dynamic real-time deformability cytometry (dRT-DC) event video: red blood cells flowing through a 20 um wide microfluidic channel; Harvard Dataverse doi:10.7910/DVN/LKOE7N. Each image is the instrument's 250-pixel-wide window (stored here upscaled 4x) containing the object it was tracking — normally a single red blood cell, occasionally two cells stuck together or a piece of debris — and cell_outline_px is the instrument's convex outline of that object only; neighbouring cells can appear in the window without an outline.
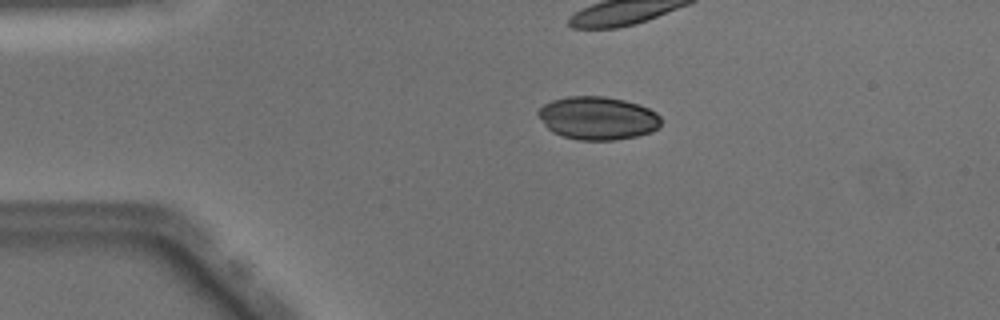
{"species": "Egyptian fruit bat (a non-hibernating species)", "species_latin": "Rousettus aegyptiacus", "temperature_condition": "warm", "stored_images_in_passage": 40, "camera_frame_rate_fps": 3000, "um_per_image_px": 0.085, "animal": {"sex": "male"}, "frame": {"image": 1, "passage_image": 1, "time_ms": 0.0, "image_size_px": [1000, 320], "cell_outline_px": [[660, 128], [652, 132], [636, 136], [616, 140], [580, 140], [564, 136], [552, 132], [544, 124], [536, 112], [544, 104], [552, 100], [568, 96], [604, 96], [624, 100], [648, 108], [656, 112], [660, 116]], "centroid_in_image_um": [50.81, 10.04], "position_along_channel_um": 34.2, "area_um2": 30.87}}